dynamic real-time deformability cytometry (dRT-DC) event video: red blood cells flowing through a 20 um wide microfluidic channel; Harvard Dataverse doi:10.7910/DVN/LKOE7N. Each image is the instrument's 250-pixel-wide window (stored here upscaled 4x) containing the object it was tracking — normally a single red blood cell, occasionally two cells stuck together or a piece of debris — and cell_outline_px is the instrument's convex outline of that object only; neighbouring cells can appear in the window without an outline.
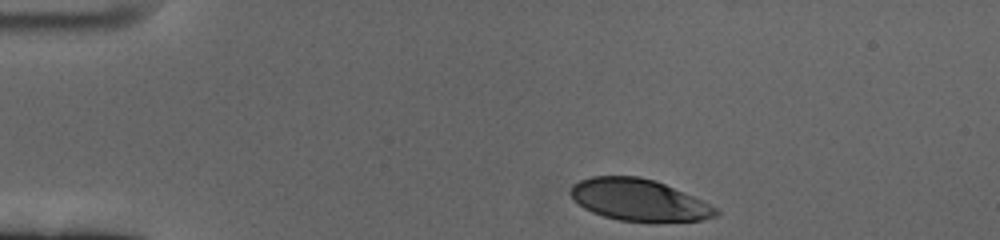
{"species": "human", "species_latin": "Homo sapiens", "temperature_condition": "cold", "stored_images_in_passage": 40, "camera_frame_rate_fps": 3000, "um_per_image_px": 0.085, "donor": {"sex": "female"}, "frame": {"image": 1, "passage_image": 1, "time_ms": 0.0, "image_size_px": [1000, 240], "cell_outline_px": [[720, 212], [716, 216], [700, 220], [620, 220], [604, 216], [592, 212], [584, 208], [568, 192], [572, 184], [580, 180], [592, 176], [640, 176], [656, 180], [692, 196], [716, 208]], "centroid_in_image_um": [54.25, 16.96], "position_along_channel_um": 30.7, "area_um2": 34.56}}
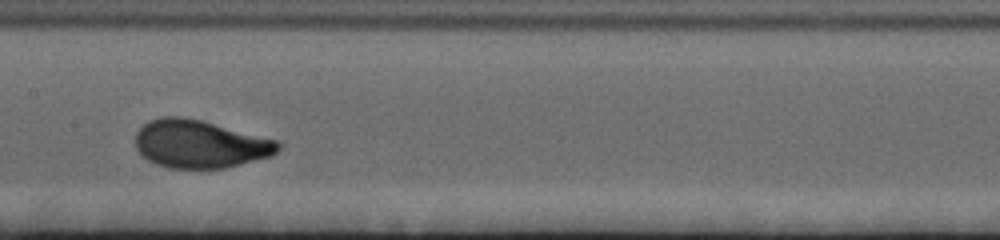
{"frame": {"image": 2, "passage_image": 21, "time_ms": 6.667, "image_size_px": [1000, 240], "cell_outline_px": [[280, 148], [272, 156], [228, 168], [168, 168], [156, 164], [140, 156], [136, 148], [136, 132], [148, 120], [160, 116], [180, 116], [200, 120], [280, 140]], "centroid_in_image_um": [17.0, 12.24], "position_along_channel_um": 190.4, "area_um2": 40.29}}
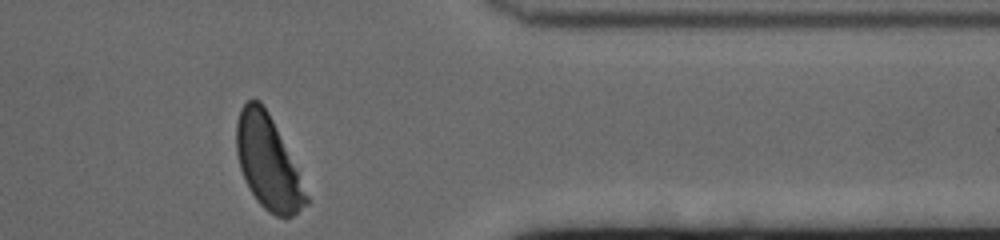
{"frame": {"image": 3, "passage_image": 40, "time_ms": 13.0, "image_size_px": [1000, 240], "cell_outline_px": [[308, 204], [292, 216], [284, 220], [268, 212], [256, 200], [248, 188], [240, 168], [236, 152], [236, 120], [240, 108], [248, 100], [260, 100], [268, 112], [276, 128], [308, 196]], "centroid_in_image_um": [22.73, 13.84], "position_along_channel_um": 388.7, "area_um2": 37.34}, "authors_computed_cell_mechanics": {"area_um2": 38.726, "velocity_mm_per_s": 3.3493, "shape_relaxation_time_tau1_ms": 2.9461, "shape_relaxation_time_tau2_ms": null, "deformation_change_tau1": 0.175, "deformation_change_tau2": null}}